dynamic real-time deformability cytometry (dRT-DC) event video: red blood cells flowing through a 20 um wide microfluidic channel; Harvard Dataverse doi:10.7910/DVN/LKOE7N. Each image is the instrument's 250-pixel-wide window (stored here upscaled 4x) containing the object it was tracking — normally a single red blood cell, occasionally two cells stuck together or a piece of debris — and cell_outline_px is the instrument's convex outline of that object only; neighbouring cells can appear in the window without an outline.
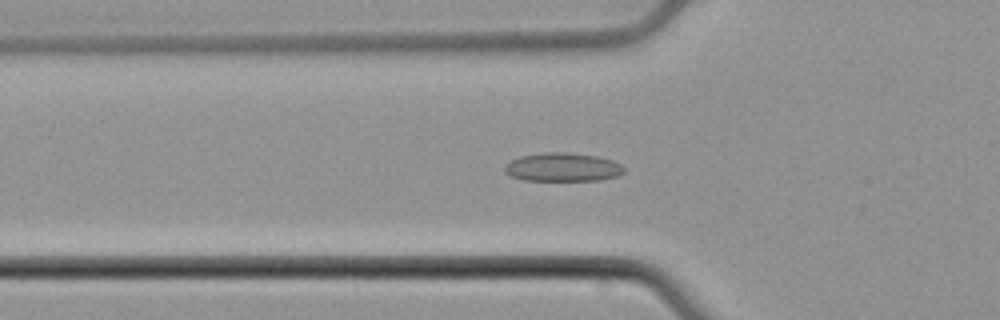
{"species": "common noctule bat (a hibernating species)", "species_latin": "Nyctalus noctula", "temperature_condition": "cold", "stored_images_in_passage": 49, "camera_frame_rate_fps": 3000, "um_per_image_px": 0.085, "animal": {"sex": "male", "body_mass_g": 21.5, "forearm_length_mm": 52.0}, "frame": {"image": 1, "passage_image": 17, "time_ms": 5.333, "image_size_px": [1000, 320], "cell_outline_px": [[624, 172], [620, 176], [600, 180], [524, 180], [512, 176], [504, 172], [504, 164], [520, 156], [544, 152], [564, 152], [596, 156], [612, 160], [620, 164], [624, 168]], "centroid_in_image_um": [47.83, 14.21], "position_along_channel_um": 78.0, "area_um2": 19.88}}
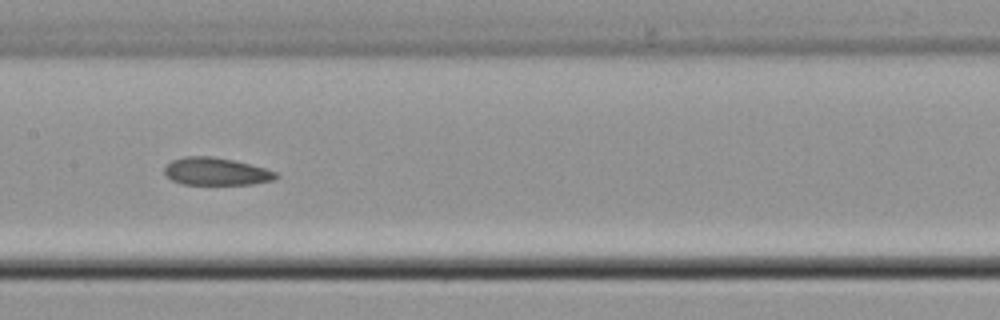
{"frame": {"image": 2, "passage_image": 25, "time_ms": 8.0, "image_size_px": [1000, 320], "cell_outline_px": [[280, 176], [276, 180], [252, 184], [180, 184], [164, 176], [164, 168], [172, 160], [184, 156], [212, 156], [232, 160], [264, 168], [276, 172]], "centroid_in_image_um": [18.35, 14.58], "position_along_channel_um": 189.0, "area_um2": 17.98}}
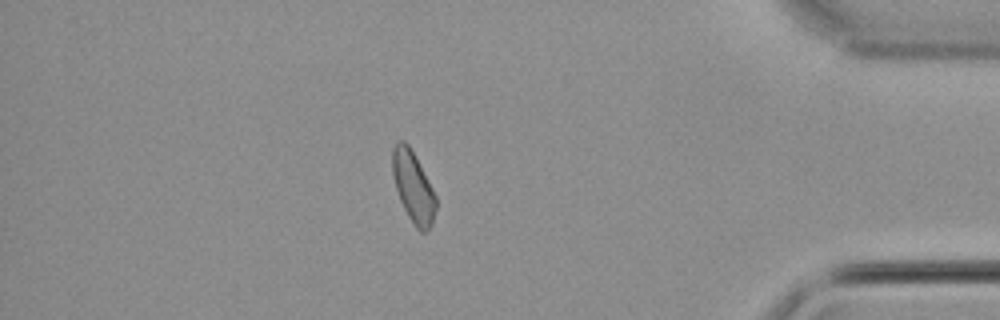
{"frame": {"image": 3, "passage_image": 43, "time_ms": 14.0, "image_size_px": [1000, 320], "cell_outline_px": [[436, 208], [432, 224], [424, 232], [420, 232], [416, 228], [408, 216], [400, 200], [396, 188], [392, 172], [392, 148], [396, 140], [404, 140], [408, 144], [432, 188], [436, 196]], "centroid_in_image_um": [35.1, 15.87], "position_along_channel_um": 400.1, "area_um2": 17.74}}